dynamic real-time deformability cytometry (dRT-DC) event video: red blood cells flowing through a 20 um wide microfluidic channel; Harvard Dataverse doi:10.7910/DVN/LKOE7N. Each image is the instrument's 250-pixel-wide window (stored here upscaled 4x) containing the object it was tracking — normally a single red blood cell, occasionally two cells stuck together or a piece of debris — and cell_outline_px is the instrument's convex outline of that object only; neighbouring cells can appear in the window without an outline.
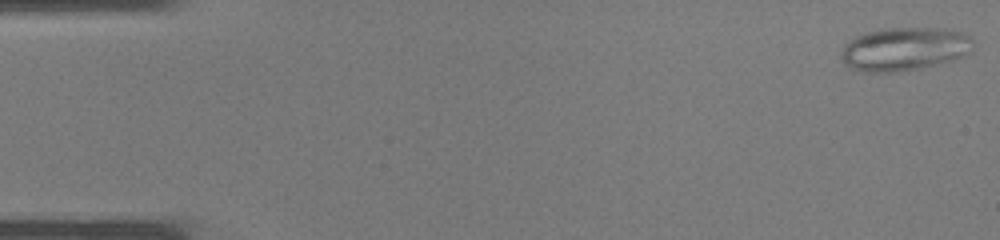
{"species": "common noctule bat (a hibernating species)", "species_latin": "Nyctalus noctula", "temperature_condition": "warm", "stored_images_in_passage": 37, "segment_of_instrument_passage": [1, 2], "camera_frame_rate_fps": 3000, "um_per_image_px": 0.085, "animal": {"sex": "male", "body_mass_g": 19.0, "forearm_length_mm": 50.8}, "frame": {"image": 1, "passage_image": 1, "time_ms": 0.0, "image_size_px": [1000, 240], "cell_outline_px": [[972, 52], [964, 56], [952, 60], [920, 68], [896, 72], [860, 72], [844, 64], [840, 56], [840, 52], [844, 44], [852, 36], [880, 28], [944, 28], [960, 32], [972, 36]], "centroid_in_image_um": [76.83, 4.16], "position_along_channel_um": 8.2, "area_um2": 33.87}}